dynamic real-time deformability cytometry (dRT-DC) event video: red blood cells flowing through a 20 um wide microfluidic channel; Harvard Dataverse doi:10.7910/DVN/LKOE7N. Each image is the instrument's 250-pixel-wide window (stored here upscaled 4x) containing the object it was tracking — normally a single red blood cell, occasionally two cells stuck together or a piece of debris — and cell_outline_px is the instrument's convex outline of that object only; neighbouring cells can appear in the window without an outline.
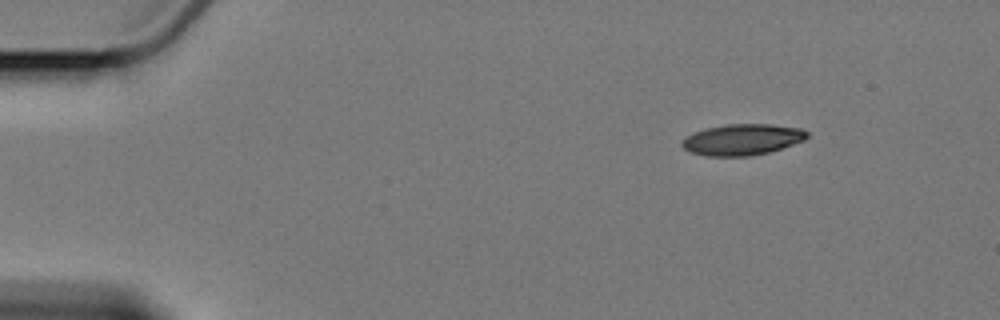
{"species": "Egyptian fruit bat (a non-hibernating species)", "species_latin": "Rousettus aegyptiacus", "temperature_condition": "cold", "stored_images_in_passage": 4, "camera_frame_rate_fps": 3000, "um_per_image_px": 0.085, "animal": {"sex": "female"}, "frame": {"image": 1, "passage_image": 1, "time_ms": 0.0, "image_size_px": [1000, 320], "cell_outline_px": [[808, 136], [804, 140], [768, 152], [748, 156], [708, 156], [692, 152], [684, 148], [680, 144], [684, 136], [704, 128], [728, 124], [772, 124], [800, 128], [808, 132]], "centroid_in_image_um": [63.06, 11.85], "position_along_channel_um": 21.9, "area_um2": 22.6}}
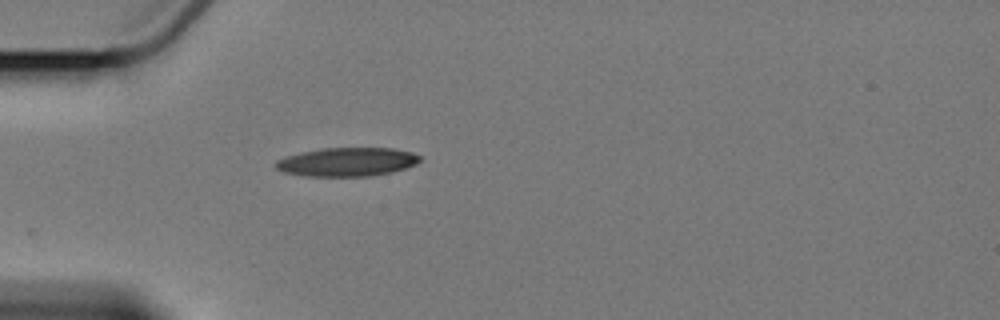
{"frame": {"image": 2, "passage_image": 4, "time_ms": 3.333, "image_size_px": [1000, 320], "cell_outline_px": [[420, 160], [416, 164], [392, 172], [372, 176], [304, 176], [284, 172], [276, 168], [276, 160], [288, 156], [320, 148], [392, 148], [412, 152], [420, 156]], "centroid_in_image_um": [29.52, 13.76], "position_along_channel_um": 55.5, "area_um2": 23.99}}